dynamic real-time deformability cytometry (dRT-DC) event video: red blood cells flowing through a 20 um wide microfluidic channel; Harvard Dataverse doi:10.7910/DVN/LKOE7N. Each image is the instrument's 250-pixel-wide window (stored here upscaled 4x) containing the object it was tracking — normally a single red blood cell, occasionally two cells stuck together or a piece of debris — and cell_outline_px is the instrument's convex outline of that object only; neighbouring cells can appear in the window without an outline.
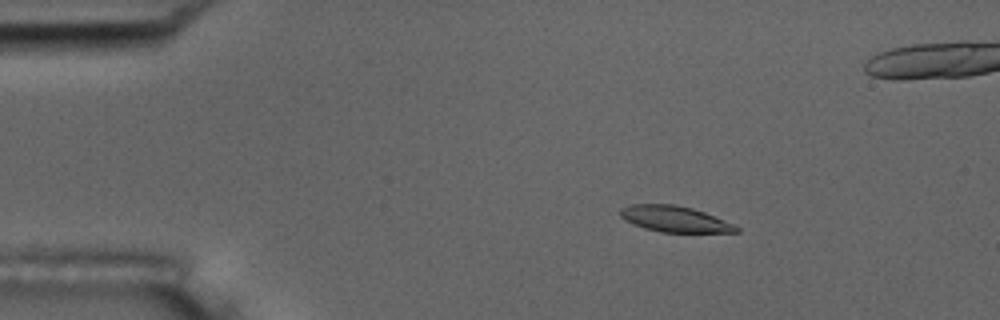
{"species": "common noctule bat (a hibernating species)", "species_latin": "Nyctalus noctula", "temperature_condition": "room temperature", "stored_images_in_passage": 54, "camera_frame_rate_fps": 3000, "um_per_image_px": 0.085, "animal": {"sex": "male", "body_mass_g": 17.5, "forearm_length_mm": 52.3}, "frame": {"image": 1, "passage_image": 8, "time_ms": 2.333, "image_size_px": [1000, 320], "cell_outline_px": [[740, 232], [660, 232], [644, 228], [632, 224], [620, 216], [620, 208], [632, 204], [676, 204], [692, 208], [704, 212], [732, 224], [740, 228]], "centroid_in_image_um": [57.31, 18.61], "position_along_channel_um": 27.7, "area_um2": 17.46}}
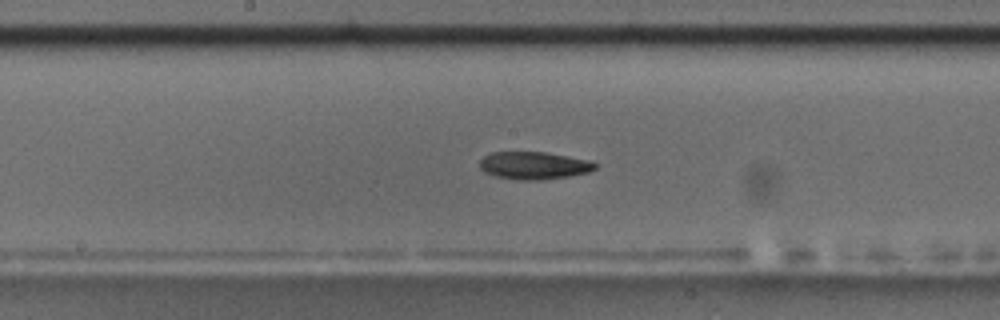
{"frame": {"image": 2, "passage_image": 27, "time_ms": 8.667, "image_size_px": [1000, 320], "cell_outline_px": [[596, 168], [588, 172], [568, 176], [540, 180], [516, 180], [496, 176], [484, 172], [480, 168], [480, 160], [488, 152], [544, 152], [592, 160], [596, 164]], "centroid_in_image_um": [45.37, 14.06], "position_along_channel_um": 202.8, "area_um2": 18.61}}
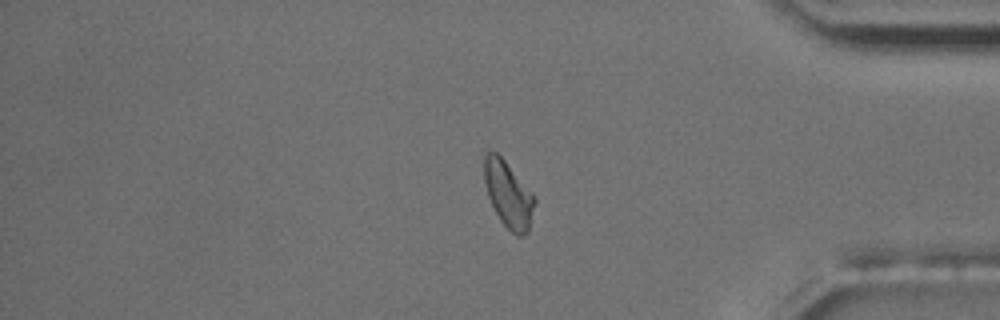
{"frame": {"image": 3, "passage_image": 44, "time_ms": 14.333, "image_size_px": [1000, 320], "cell_outline_px": [[536, 204], [528, 232], [524, 236], [516, 236], [500, 220], [488, 196], [484, 180], [484, 156], [488, 152], [496, 152], [504, 160], [536, 196]], "centroid_in_image_um": [43.24, 16.55], "position_along_channel_um": 392.0, "area_um2": 19.42}, "authors_computed_cell_mechanics": {"area_um2": 18.6116, "velocity_mm_per_s": 3.752, "shape_relaxation_time_tau1_ms": 4.2757, "shape_relaxation_time_tau2_ms": null, "deformation_change_tau1": 0.134, "deformation_change_tau2": null}}